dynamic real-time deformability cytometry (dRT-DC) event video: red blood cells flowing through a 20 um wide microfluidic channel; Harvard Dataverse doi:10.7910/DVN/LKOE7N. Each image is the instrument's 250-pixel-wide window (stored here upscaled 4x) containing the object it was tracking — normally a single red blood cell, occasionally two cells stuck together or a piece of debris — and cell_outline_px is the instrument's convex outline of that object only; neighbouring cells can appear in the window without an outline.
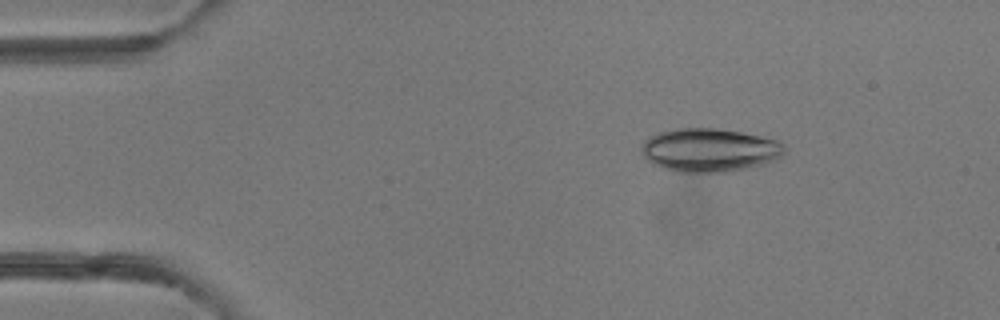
{"species": "common noctule bat (a hibernating species)", "species_latin": "Nyctalus noctula", "temperature_condition": "room temperature", "stored_images_in_passage": 43, "camera_frame_rate_fps": 3000, "um_per_image_px": 0.085, "animal": {"sex": "female"}, "frame": {"image": 1, "passage_image": 2, "time_ms": 0.333, "image_size_px": [1000, 320], "cell_outline_px": [[784, 152], [780, 156], [764, 164], [732, 172], [676, 172], [652, 164], [644, 156], [644, 140], [656, 132], [680, 128], [716, 128], [740, 132], [780, 140], [784, 144]], "centroid_in_image_um": [60.33, 12.76], "position_along_channel_um": 24.7, "area_um2": 36.18}}
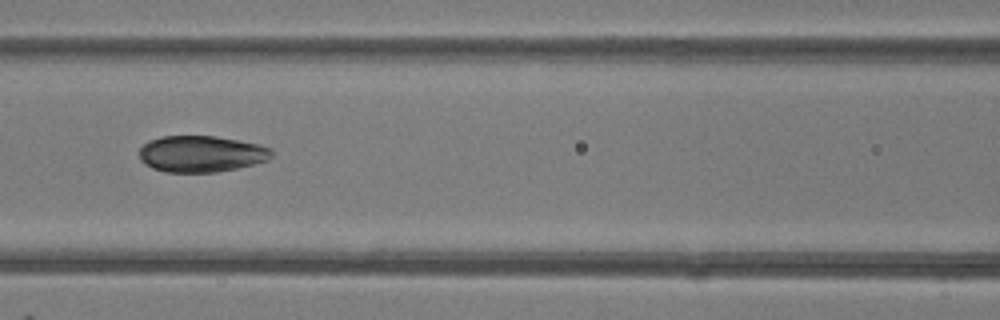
{"frame": {"image": 2, "passage_image": 16, "time_ms": 5.0, "image_size_px": [1000, 320], "cell_outline_px": [[272, 156], [268, 160], [236, 168], [216, 172], [164, 172], [152, 168], [144, 164], [140, 160], [140, 148], [148, 140], [160, 136], [216, 136], [260, 144], [272, 148]], "centroid_in_image_um": [17.09, 13.07], "position_along_channel_um": 149.5, "area_um2": 28.21}}
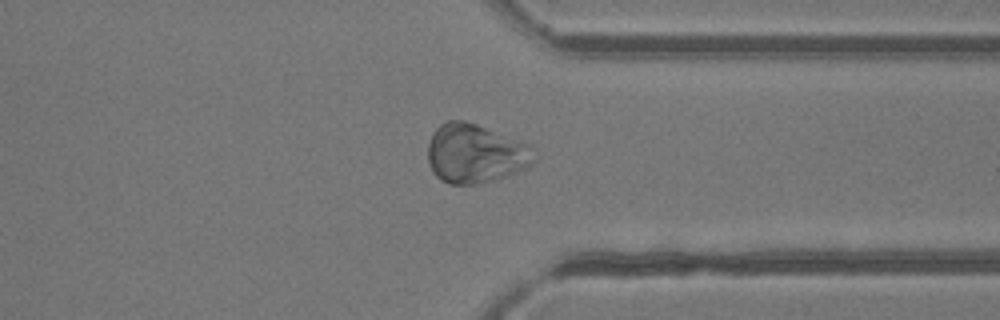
{"frame": {"image": 3, "passage_image": 32, "time_ms": 10.333, "image_size_px": [1000, 320], "cell_outline_px": [[540, 156], [532, 164], [516, 172], [492, 180], [472, 184], [448, 184], [440, 180], [432, 172], [428, 160], [428, 144], [432, 132], [440, 124], [448, 120], [464, 120], [476, 124], [528, 144]], "centroid_in_image_um": [40.39, 13.05], "position_along_channel_um": 371.0, "area_um2": 36.65}}